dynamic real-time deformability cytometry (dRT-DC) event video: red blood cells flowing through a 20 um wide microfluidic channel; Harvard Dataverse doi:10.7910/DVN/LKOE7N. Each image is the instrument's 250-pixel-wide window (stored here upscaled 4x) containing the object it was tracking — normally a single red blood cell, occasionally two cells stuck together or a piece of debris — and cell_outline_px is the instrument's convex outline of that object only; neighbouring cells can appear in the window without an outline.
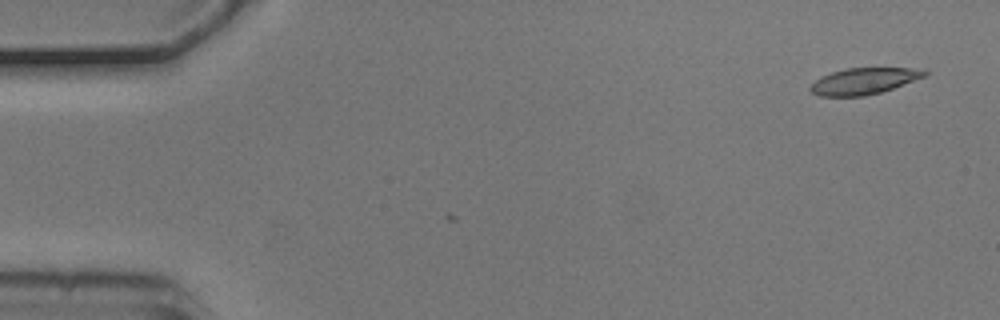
{"species": "common noctule bat (a hibernating species)", "species_latin": "Nyctalus noctula", "temperature_condition": "cold", "stored_images_in_passage": 2, "camera_frame_rate_fps": 3000, "um_per_image_px": 0.085, "animal": {"sex": "male", "body_mass_g": 20.5, "forearm_length_mm": 52.5}, "frame": {"image": 1, "passage_image": 1, "time_ms": 0.0, "image_size_px": [1000, 320], "cell_outline_px": [[928, 76], [880, 92], [864, 96], [820, 96], [812, 92], [808, 88], [820, 76], [832, 72], [848, 68], [924, 68], [928, 72]], "centroid_in_image_um": [73.47, 6.88], "position_along_channel_um": 11.5, "area_um2": 17.57}}